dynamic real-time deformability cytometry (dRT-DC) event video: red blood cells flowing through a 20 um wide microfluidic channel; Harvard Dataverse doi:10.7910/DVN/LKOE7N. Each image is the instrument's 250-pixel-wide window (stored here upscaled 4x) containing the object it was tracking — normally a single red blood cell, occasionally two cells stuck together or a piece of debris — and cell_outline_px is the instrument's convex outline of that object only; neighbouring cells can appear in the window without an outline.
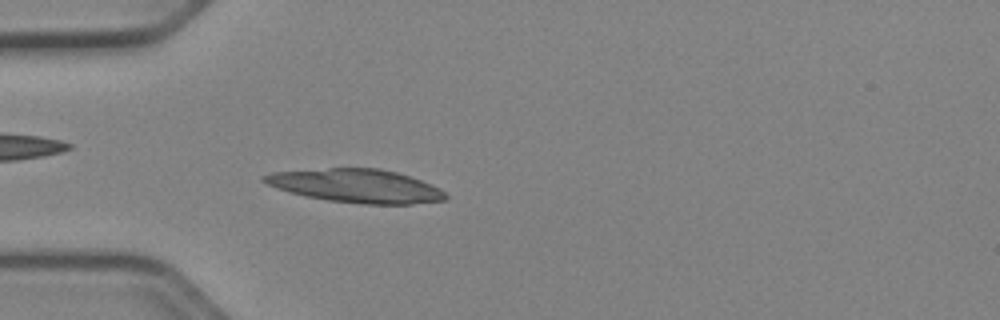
{"species": "Egyptian fruit bat (a non-hibernating species)", "species_latin": "Rousettus aegyptiacus", "temperature_condition": "cold", "stored_images_in_passage": 51, "camera_frame_rate_fps": 3000, "um_per_image_px": 0.085, "animal": {"sex": "female"}, "frame": {"image": 1, "passage_image": 15, "time_ms": 4.667, "image_size_px": [1000, 320], "cell_outline_px": [[448, 196], [444, 200], [412, 204], [364, 204], [328, 200], [288, 192], [276, 188], [260, 180], [260, 176], [272, 172], [328, 168], [380, 168], [396, 172], [432, 184], [440, 188]], "centroid_in_image_um": [30.26, 15.79], "position_along_channel_um": 54.7, "area_um2": 35.32}}
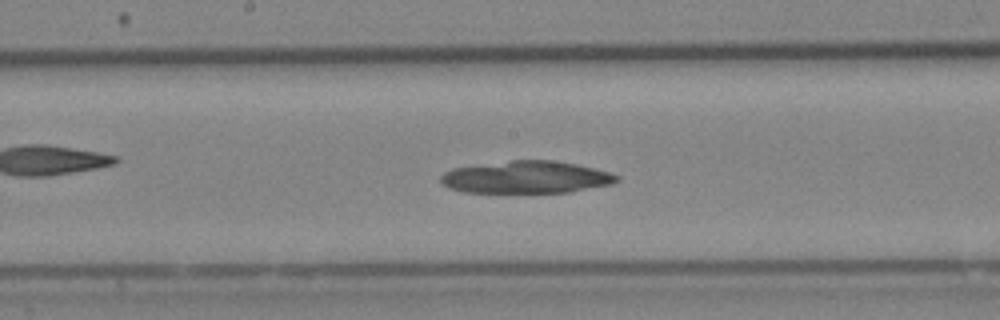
{"frame": {"image": 2, "passage_image": 27, "time_ms": 8.667, "image_size_px": [1000, 320], "cell_outline_px": [[620, 180], [612, 184], [568, 192], [464, 192], [448, 188], [440, 180], [440, 176], [444, 172], [452, 168], [512, 160], [552, 160], [576, 164], [608, 172], [620, 176]], "centroid_in_image_um": [44.72, 15.06], "position_along_channel_um": 203.5, "area_um2": 32.95}}
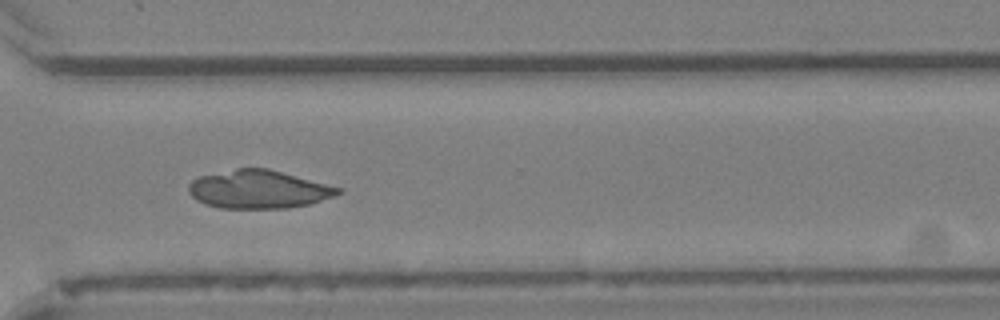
{"frame": {"image": 3, "passage_image": 38, "time_ms": 12.333, "image_size_px": [1000, 320], "cell_outline_px": [[344, 192], [308, 204], [288, 208], [220, 208], [204, 204], [196, 200], [188, 192], [188, 184], [192, 180], [200, 176], [236, 168], [268, 168], [344, 188]], "centroid_in_image_um": [21.98, 16.09], "position_along_channel_um": 348.6, "area_um2": 33.41}}